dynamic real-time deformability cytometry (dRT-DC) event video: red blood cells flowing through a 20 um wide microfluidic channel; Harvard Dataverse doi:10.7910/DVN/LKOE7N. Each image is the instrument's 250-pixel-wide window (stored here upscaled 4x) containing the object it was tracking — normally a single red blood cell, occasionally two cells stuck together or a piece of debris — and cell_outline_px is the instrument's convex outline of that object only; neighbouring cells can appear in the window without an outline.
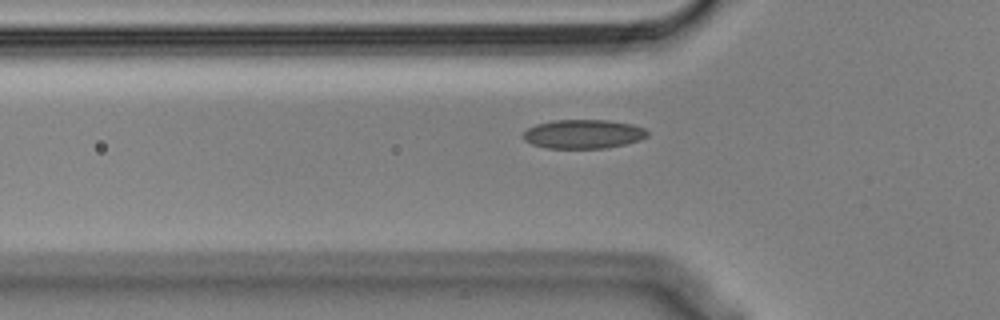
{"species": "Egyptian fruit bat (a non-hibernating species)", "species_latin": "Rousettus aegyptiacus", "temperature_condition": "cold", "stored_images_in_passage": 40, "camera_frame_rate_fps": 3000, "um_per_image_px": 0.085, "animal": {"sex": "male"}, "frame": {"image": 1, "passage_image": 6, "time_ms": 1.667, "image_size_px": [1000, 320], "cell_outline_px": [[648, 136], [640, 140], [624, 144], [604, 148], [548, 148], [532, 144], [524, 140], [524, 132], [528, 128], [536, 124], [552, 120], [608, 120], [632, 124], [644, 128], [648, 132]], "centroid_in_image_um": [49.59, 11.39], "position_along_channel_um": 76.2, "area_um2": 20.92}}
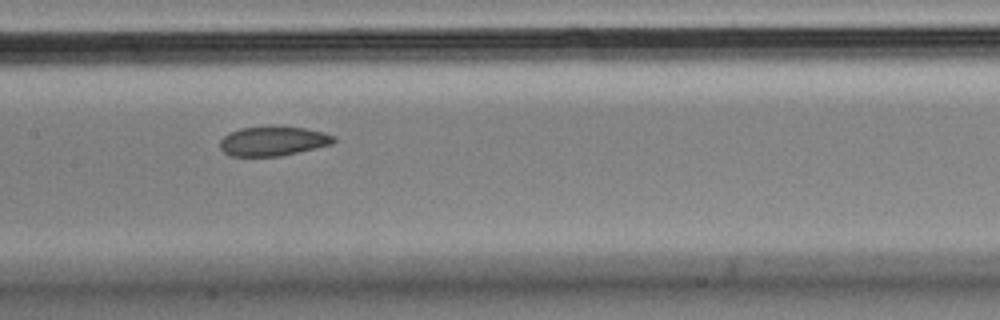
{"frame": {"image": 2, "passage_image": 15, "time_ms": 4.667, "image_size_px": [1000, 320], "cell_outline_px": [[336, 140], [332, 144], [316, 148], [280, 156], [228, 156], [220, 148], [220, 140], [224, 136], [240, 128], [304, 128], [324, 132], [336, 136]], "centroid_in_image_um": [23.23, 12.02], "position_along_channel_um": 184.2, "area_um2": 19.07}}
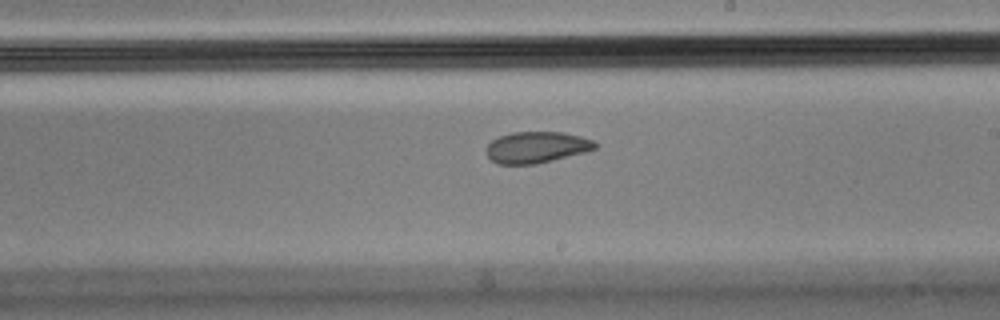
{"frame": {"image": 3, "passage_image": 20, "time_ms": 6.333, "image_size_px": [1000, 320], "cell_outline_px": [[596, 148], [584, 152], [536, 164], [496, 164], [488, 156], [484, 148], [492, 140], [500, 136], [512, 132], [564, 132], [580, 136], [592, 140], [596, 144]], "centroid_in_image_um": [45.56, 12.51], "position_along_channel_um": 243.4, "area_um2": 19.77}}